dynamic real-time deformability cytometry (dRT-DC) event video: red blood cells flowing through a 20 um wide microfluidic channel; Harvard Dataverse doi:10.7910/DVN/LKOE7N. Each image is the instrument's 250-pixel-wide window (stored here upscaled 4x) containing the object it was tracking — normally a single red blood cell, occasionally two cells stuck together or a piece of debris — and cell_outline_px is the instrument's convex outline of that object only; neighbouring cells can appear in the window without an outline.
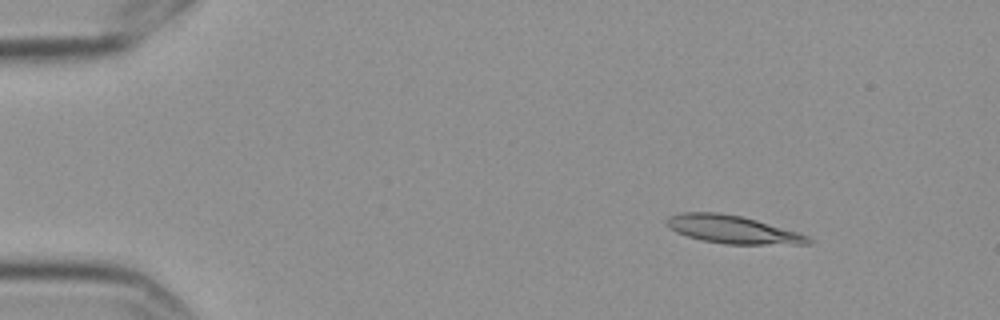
{"species": "Egyptian fruit bat (a non-hibernating species)", "species_latin": "Rousettus aegyptiacus", "temperature_condition": "cold", "stored_images_in_passage": 6, "camera_frame_rate_fps": 3000, "um_per_image_px": 0.085, "frame": {"image": 1, "passage_image": 2, "time_ms": 0.333, "image_size_px": [1000, 320], "cell_outline_px": [[812, 244], [724, 244], [704, 240], [688, 236], [676, 232], [668, 228], [664, 224], [664, 220], [668, 216], [680, 212], [720, 212], [740, 216], [756, 220], [796, 232], [808, 236], [812, 240]], "centroid_in_image_um": [62.19, 19.49], "position_along_channel_um": 22.8, "area_um2": 23.0}}
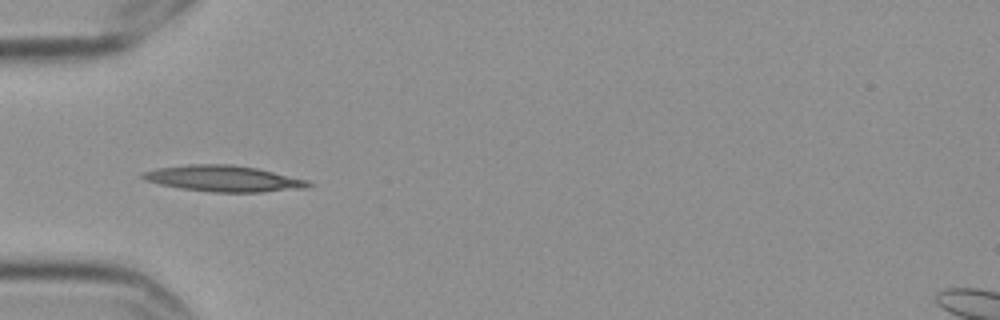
{"frame": {"image": 2, "passage_image": 5, "time_ms": 1.333, "image_size_px": [1000, 320], "cell_outline_px": [[312, 184], [308, 188], [260, 192], [212, 192], [180, 188], [160, 184], [144, 180], [140, 176], [144, 172], [156, 168], [188, 164], [232, 164], [256, 168], [308, 180]], "centroid_in_image_um": [18.99, 15.18], "position_along_channel_um": 66.0, "area_um2": 25.14}}
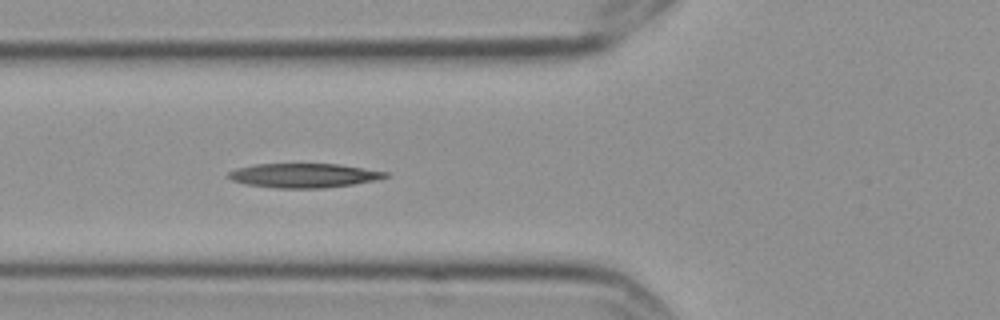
{"frame": {"image": 3, "passage_image": 6, "time_ms": 1.667, "image_size_px": [1000, 320], "cell_outline_px": [[388, 176], [372, 180], [352, 184], [320, 188], [276, 188], [248, 184], [232, 180], [224, 176], [228, 172], [240, 168], [256, 164], [336, 164], [388, 172]], "centroid_in_image_um": [25.76, 14.91], "position_along_channel_um": 100.0, "area_um2": 21.73}}